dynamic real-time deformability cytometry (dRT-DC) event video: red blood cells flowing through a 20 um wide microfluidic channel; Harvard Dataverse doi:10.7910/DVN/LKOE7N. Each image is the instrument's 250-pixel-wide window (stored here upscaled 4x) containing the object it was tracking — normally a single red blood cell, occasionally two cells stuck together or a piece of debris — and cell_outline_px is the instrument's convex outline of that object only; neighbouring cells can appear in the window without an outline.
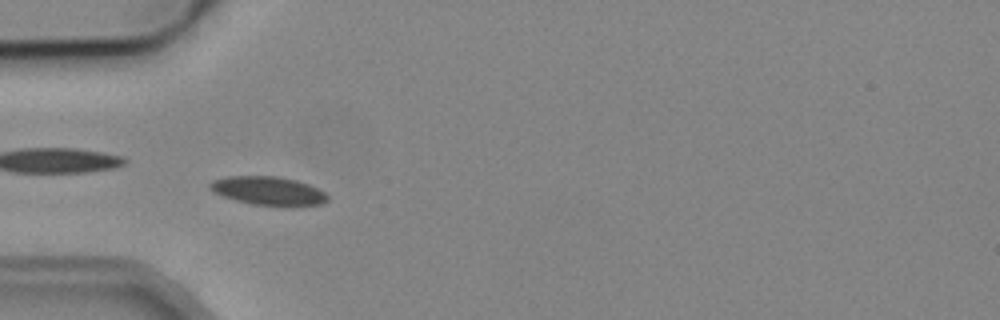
{"species": "common noctule bat (a hibernating species)", "species_latin": "Nyctalus noctula", "temperature_condition": "cold", "stored_images_in_passage": 4, "camera_frame_rate_fps": 3000, "um_per_image_px": 0.085, "animal": {"sex": "male", "body_mass_g": 19.2, "forearm_length_mm": 51.8}, "frame": {"image": 1, "passage_image": 4, "time_ms": 3.667, "image_size_px": [1000, 320], "cell_outline_px": [[328, 200], [320, 204], [292, 208], [252, 204], [236, 200], [224, 196], [208, 188], [208, 184], [212, 180], [228, 176], [280, 176], [296, 180], [308, 184], [324, 192], [328, 196]], "centroid_in_image_um": [22.84, 16.24], "position_along_channel_um": 62.2, "area_um2": 19.94}}